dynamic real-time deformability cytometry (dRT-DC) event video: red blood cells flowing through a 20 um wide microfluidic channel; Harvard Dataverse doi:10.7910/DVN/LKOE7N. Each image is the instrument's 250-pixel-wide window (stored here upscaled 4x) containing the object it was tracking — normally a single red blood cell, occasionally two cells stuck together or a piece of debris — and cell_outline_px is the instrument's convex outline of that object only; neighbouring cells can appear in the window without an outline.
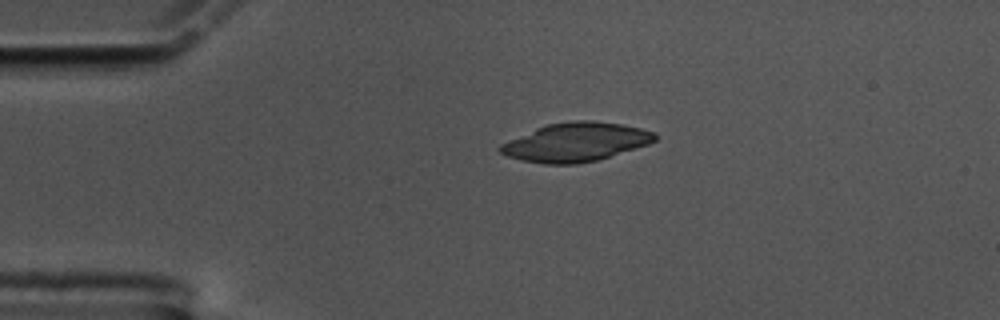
{"species": "common noctule bat (a hibernating species)", "species_latin": "Nyctalus noctula", "temperature_condition": "cold", "stored_images_in_passage": 47, "camera_frame_rate_fps": 3000, "um_per_image_px": 0.085, "animal": {"sex": "male", "body_mass_g": 17.5, "forearm_length_mm": 52.3}, "frame": {"image": 1, "passage_image": 1, "time_ms": 0.0, "image_size_px": [1000, 320], "cell_outline_px": [[656, 140], [648, 144], [596, 160], [576, 164], [544, 164], [520, 160], [508, 156], [500, 152], [496, 148], [500, 144], [536, 128], [548, 124], [572, 120], [592, 120], [620, 124], [640, 128], [656, 132]], "centroid_in_image_um": [48.91, 12.08], "position_along_channel_um": 36.1, "area_um2": 34.74}}